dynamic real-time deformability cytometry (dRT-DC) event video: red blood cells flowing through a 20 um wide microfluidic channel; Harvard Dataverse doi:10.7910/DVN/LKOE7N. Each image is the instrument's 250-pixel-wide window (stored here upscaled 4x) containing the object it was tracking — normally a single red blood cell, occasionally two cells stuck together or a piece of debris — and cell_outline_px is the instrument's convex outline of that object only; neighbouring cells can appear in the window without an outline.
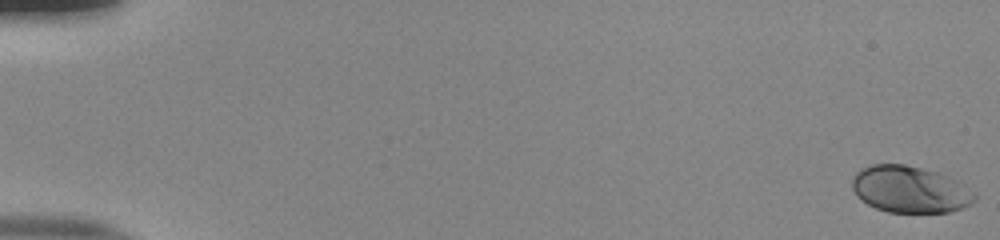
{"species": "human", "species_latin": "Homo sapiens", "temperature_condition": "room temperature", "stored_images_in_passage": 54, "camera_frame_rate_fps": 3000, "um_per_image_px": 0.085, "donor": {"sex": "male"}, "frame": {"image": 1, "passage_image": 1, "time_ms": 0.0, "image_size_px": [1000, 240], "cell_outline_px": [[976, 200], [960, 208], [948, 212], [888, 212], [876, 208], [860, 200], [856, 196], [852, 188], [852, 176], [860, 168], [872, 164], [904, 164], [940, 172], [956, 180], [976, 192]], "centroid_in_image_um": [77.32, 16.08], "position_along_channel_um": 7.7, "area_um2": 33.58}}
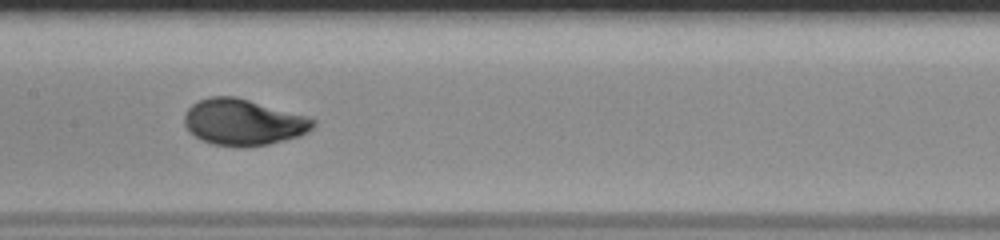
{"frame": {"image": 2, "passage_image": 29, "time_ms": 9.333, "image_size_px": [1000, 240], "cell_outline_px": [[316, 124], [308, 132], [296, 136], [268, 144], [244, 148], [236, 148], [212, 144], [200, 140], [188, 132], [184, 124], [184, 116], [188, 108], [192, 104], [208, 96], [236, 96], [308, 116], [316, 120]], "centroid_in_image_um": [20.65, 10.39], "position_along_channel_um": 186.8, "area_um2": 35.08}}
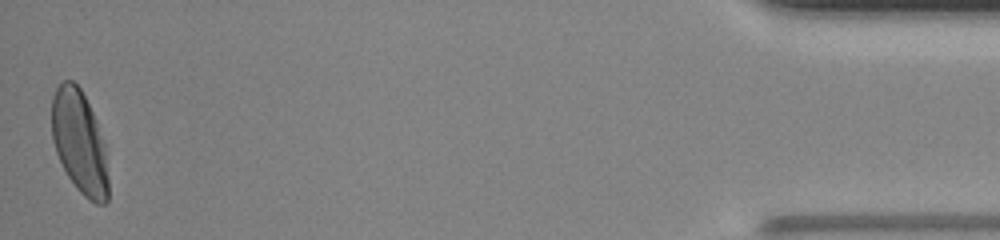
{"frame": {"image": 3, "passage_image": 54, "time_ms": 17.667, "image_size_px": [1000, 240], "cell_outline_px": [[108, 200], [104, 204], [96, 204], [88, 200], [76, 188], [68, 176], [56, 152], [52, 140], [52, 96], [56, 88], [64, 80], [72, 80], [80, 88], [96, 120], [104, 144], [108, 176]], "centroid_in_image_um": [6.75, 12.11], "position_along_channel_um": 428.4, "area_um2": 33.81}, "authors_computed_cell_mechanics": {"area_um2": 33.4084, "velocity_mm_per_s": 3.8793, "shape_relaxation_time_tau1_ms": 3.1565, "shape_relaxation_time_tau2_ms": null, "deformation_change_tau1": 0.1742, "deformation_change_tau2": null}}